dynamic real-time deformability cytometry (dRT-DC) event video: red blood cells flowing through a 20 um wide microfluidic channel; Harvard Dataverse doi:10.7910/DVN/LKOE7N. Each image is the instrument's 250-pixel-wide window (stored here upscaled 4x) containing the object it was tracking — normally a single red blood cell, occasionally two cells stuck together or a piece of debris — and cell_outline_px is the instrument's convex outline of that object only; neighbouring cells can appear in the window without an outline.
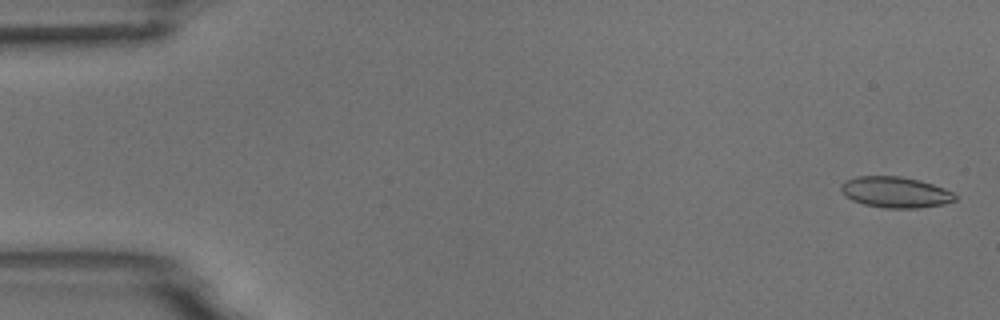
{"species": "common noctule bat (a hibernating species)", "species_latin": "Nyctalus noctula", "temperature_condition": "room temperature", "stored_images_in_passage": 55, "camera_frame_rate_fps": 3000, "um_per_image_px": 0.085, "animal": {"sex": "male", "body_mass_g": 18.8}, "frame": {"image": 1, "passage_image": 2, "time_ms": 0.333, "image_size_px": [1000, 320], "cell_outline_px": [[956, 200], [944, 204], [916, 208], [884, 208], [864, 204], [852, 200], [844, 196], [840, 188], [840, 184], [844, 180], [856, 176], [900, 176], [920, 180], [944, 188], [952, 192], [956, 196]], "centroid_in_image_um": [76.07, 16.33], "position_along_channel_um": 8.9, "area_um2": 20.69}}
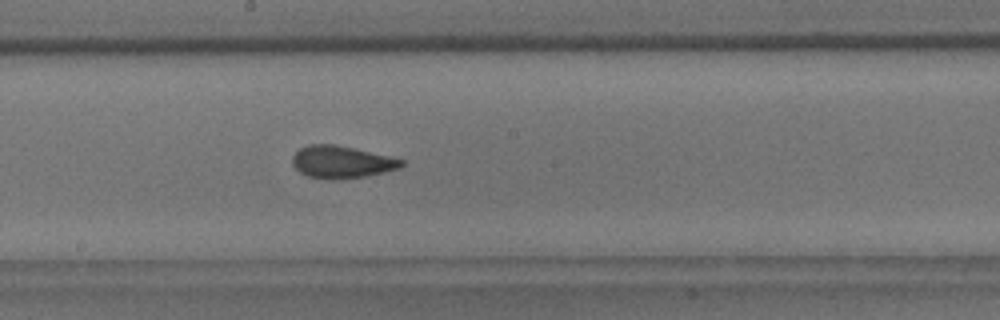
{"frame": {"image": 2, "passage_image": 30, "time_ms": 9.667, "image_size_px": [1000, 320], "cell_outline_px": [[404, 164], [400, 168], [384, 172], [364, 176], [340, 180], [332, 180], [308, 176], [300, 172], [292, 164], [292, 156], [300, 148], [308, 144], [336, 144], [388, 156], [404, 160]], "centroid_in_image_um": [29.01, 13.77], "position_along_channel_um": 219.2, "area_um2": 20.52}}
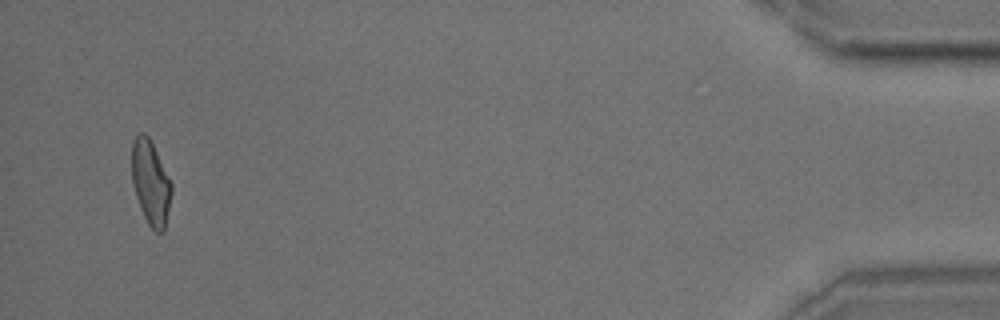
{"frame": {"image": 3, "passage_image": 53, "time_ms": 17.333, "image_size_px": [1000, 320], "cell_outline_px": [[172, 192], [164, 232], [156, 232], [148, 224], [140, 208], [132, 184], [132, 140], [136, 132], [144, 132], [148, 136], [172, 184]], "centroid_in_image_um": [12.79, 15.51], "position_along_channel_um": 422.4, "area_um2": 19.48}, "authors_computed_cell_mechanics": {"area_um2": 20.2878, "velocity_mm_per_s": 3.6992, "shape_relaxation_time_tau1_ms": 6.3102, "shape_relaxation_time_tau2_ms": 1.8631, "deformation_change_tau1": 0.1473, "deformation_change_tau2": 0.0688}}